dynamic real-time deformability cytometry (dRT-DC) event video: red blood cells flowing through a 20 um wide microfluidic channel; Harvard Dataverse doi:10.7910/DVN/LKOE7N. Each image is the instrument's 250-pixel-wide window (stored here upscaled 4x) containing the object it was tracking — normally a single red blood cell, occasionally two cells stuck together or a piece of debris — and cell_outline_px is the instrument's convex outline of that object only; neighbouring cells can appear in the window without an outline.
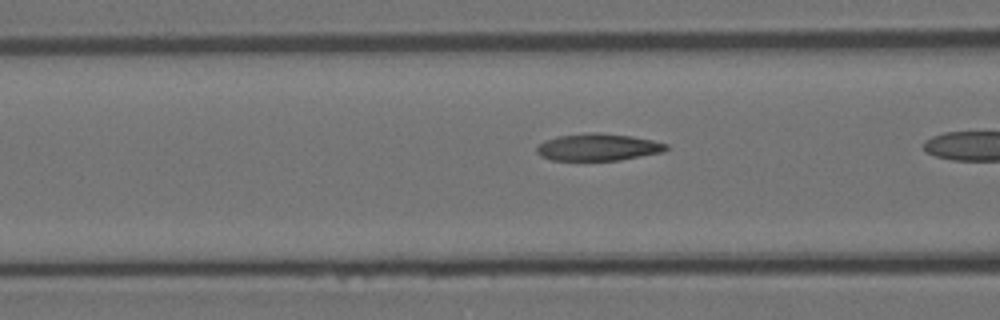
{"species": "Egyptian fruit bat (a non-hibernating species)", "species_latin": "Rousettus aegyptiacus", "temperature_condition": "room temperature", "stored_images_in_passage": 30, "camera_frame_rate_fps": 3000, "um_per_image_px": 0.085, "animal": {"sex": "female"}, "frame": {"image": 1, "passage_image": 9, "time_ms": 2.667, "image_size_px": [1000, 320], "cell_outline_px": [[668, 148], [664, 152], [620, 160], [552, 160], [540, 156], [536, 152], [536, 148], [544, 140], [556, 136], [592, 132], [596, 132], [632, 136], [652, 140], [668, 144]], "centroid_in_image_um": [50.83, 12.5], "position_along_channel_um": 115.8, "area_um2": 20.52}}